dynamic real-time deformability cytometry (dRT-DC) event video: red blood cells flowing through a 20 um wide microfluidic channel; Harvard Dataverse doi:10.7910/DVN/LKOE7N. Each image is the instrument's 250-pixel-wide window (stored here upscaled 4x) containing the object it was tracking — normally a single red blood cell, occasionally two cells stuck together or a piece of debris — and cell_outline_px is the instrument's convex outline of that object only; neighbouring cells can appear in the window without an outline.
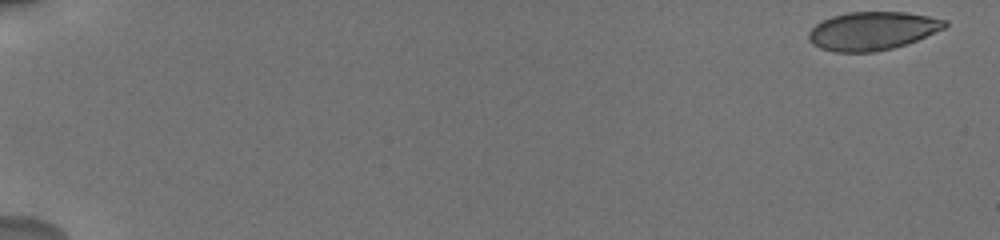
{"species": "human", "species_latin": "Homo sapiens", "temperature_condition": "cold", "stored_images_in_passage": 27, "camera_frame_rate_fps": 3000, "um_per_image_px": 0.085, "donor": {"sex": "male"}, "frame": {"image": 1, "passage_image": 1, "time_ms": 0.0, "image_size_px": [1000, 240], "cell_outline_px": [[948, 24], [944, 28], [908, 44], [876, 52], [836, 52], [820, 48], [812, 44], [808, 40], [808, 32], [816, 24], [832, 16], [848, 12], [904, 12], [928, 16], [948, 20]], "centroid_in_image_um": [74.15, 2.63], "position_along_channel_um": 10.9, "area_um2": 30.46}}
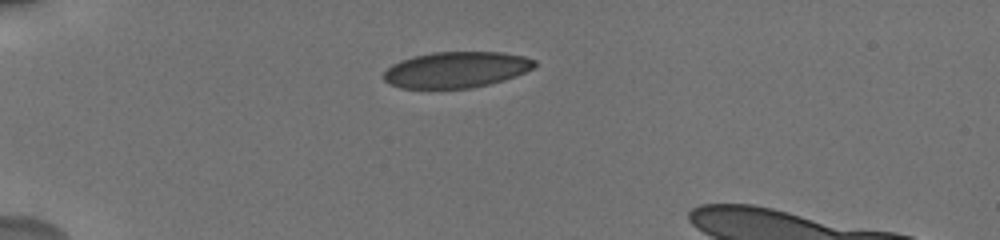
{"frame": {"image": 2, "passage_image": 22, "time_ms": 5.0, "image_size_px": [1000, 240], "cell_outline_px": [[536, 64], [532, 68], [516, 76], [504, 80], [472, 88], [400, 88], [388, 84], [380, 76], [392, 64], [400, 60], [412, 56], [432, 52], [504, 52], [524, 56], [536, 60]], "centroid_in_image_um": [38.74, 5.92], "position_along_channel_um": 46.3, "area_um2": 31.91}}